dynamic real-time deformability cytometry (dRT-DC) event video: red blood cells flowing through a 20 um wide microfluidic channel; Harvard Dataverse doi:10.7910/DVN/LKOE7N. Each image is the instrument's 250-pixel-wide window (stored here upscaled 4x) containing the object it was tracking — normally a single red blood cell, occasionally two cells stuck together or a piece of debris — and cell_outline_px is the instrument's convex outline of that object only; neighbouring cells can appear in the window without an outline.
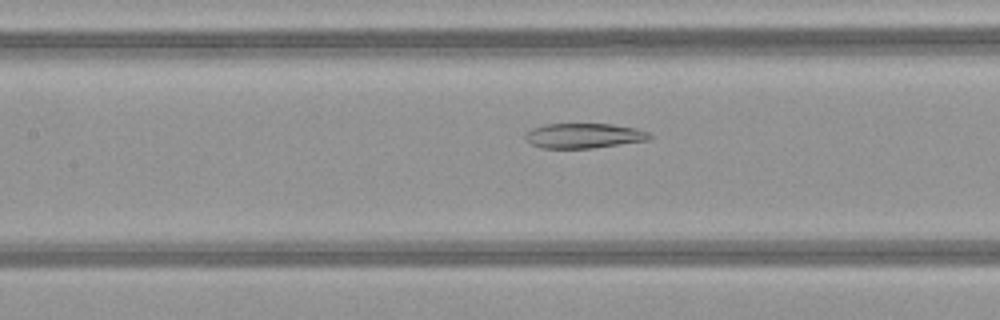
{"species": "common noctule bat (a hibernating species)", "species_latin": "Nyctalus noctula", "temperature_condition": "warm", "stored_images_in_passage": 37, "camera_frame_rate_fps": 3000, "um_per_image_px": 0.085, "animal": {"sex": "female", "body_mass_g": 21.9}, "frame": {"image": 1, "passage_image": 14, "time_ms": 4.333, "image_size_px": [1000, 320], "cell_outline_px": [[652, 140], [592, 148], [540, 148], [532, 144], [524, 136], [532, 128], [544, 124], [612, 124], [636, 128], [648, 132], [652, 136]], "centroid_in_image_um": [49.67, 11.54], "position_along_channel_um": 157.7, "area_um2": 18.09}}
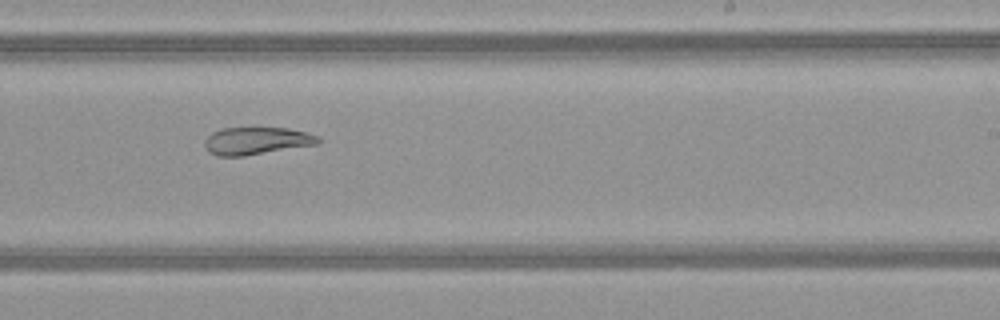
{"frame": {"image": 2, "passage_image": 22, "time_ms": 7.0, "image_size_px": [1000, 320], "cell_outline_px": [[320, 144], [244, 156], [216, 156], [208, 152], [204, 144], [204, 140], [212, 132], [224, 128], [288, 128], [320, 136]], "centroid_in_image_um": [21.81, 11.98], "position_along_channel_um": 267.2, "area_um2": 18.26}}
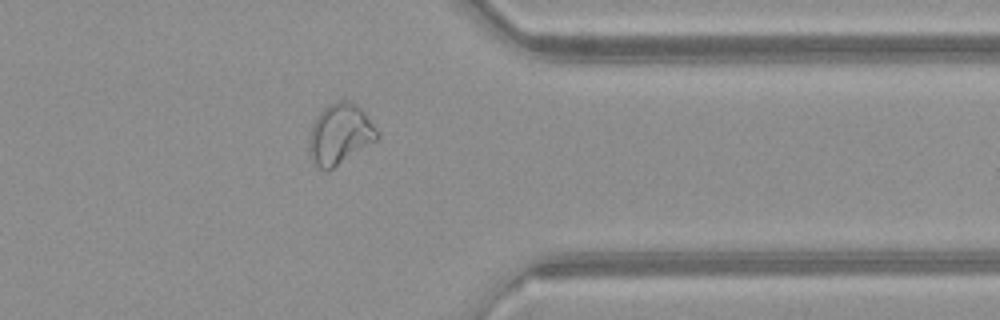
{"frame": {"image": 3, "passage_image": 31, "time_ms": 10.0, "image_size_px": [1000, 320], "cell_outline_px": [[380, 136], [376, 140], [328, 172], [320, 168], [312, 160], [308, 152], [308, 140], [312, 124], [316, 116], [328, 104], [336, 100], [352, 100], [364, 112], [380, 132]], "centroid_in_image_um": [28.88, 11.39], "position_along_channel_um": 382.5, "area_um2": 24.33}}